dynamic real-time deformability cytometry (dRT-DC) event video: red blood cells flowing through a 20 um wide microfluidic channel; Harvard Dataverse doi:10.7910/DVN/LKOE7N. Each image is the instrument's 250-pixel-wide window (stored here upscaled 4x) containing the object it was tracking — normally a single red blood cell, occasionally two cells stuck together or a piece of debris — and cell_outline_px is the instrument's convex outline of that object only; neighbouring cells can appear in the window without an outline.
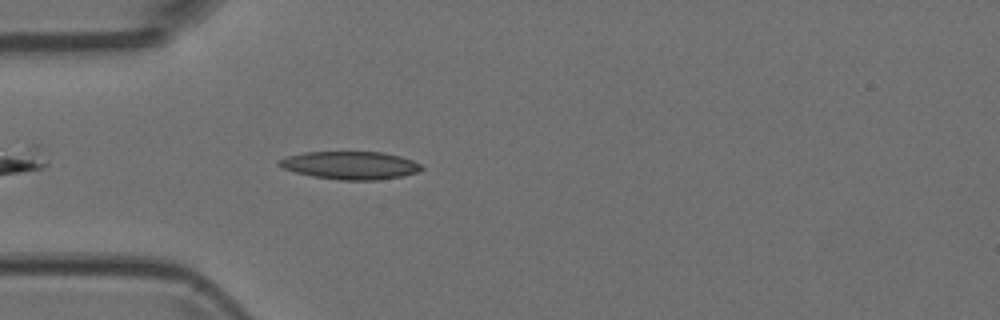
{"species": "Egyptian fruit bat (a non-hibernating species)", "species_latin": "Rousettus aegyptiacus", "temperature_condition": "room temperature", "stored_images_in_passage": 3, "camera_frame_rate_fps": 3000, "um_per_image_px": 0.085, "animal": {"sex": "female"}, "frame": {"image": 1, "passage_image": 3, "time_ms": 0.667, "image_size_px": [1000, 320], "cell_outline_px": [[424, 168], [416, 172], [400, 176], [376, 180], [340, 180], [312, 176], [296, 172], [284, 168], [276, 164], [276, 160], [288, 156], [304, 152], [384, 152], [400, 156], [412, 160], [420, 164]], "centroid_in_image_um": [29.75, 14.04], "position_along_channel_um": 55.3, "area_um2": 23.06}}